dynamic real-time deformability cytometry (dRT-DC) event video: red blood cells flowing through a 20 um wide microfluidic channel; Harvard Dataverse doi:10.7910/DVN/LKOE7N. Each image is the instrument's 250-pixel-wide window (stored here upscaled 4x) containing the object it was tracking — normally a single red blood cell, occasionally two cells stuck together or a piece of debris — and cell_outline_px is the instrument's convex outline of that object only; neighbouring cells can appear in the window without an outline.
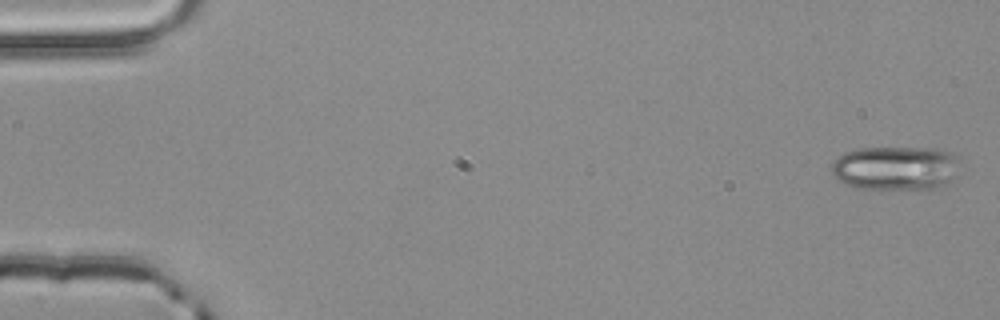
{"species": "common noctule bat (a hibernating species)", "species_latin": "Nyctalus noctula", "temperature_condition": "room temperature", "stored_images_in_passage": 3, "camera_frame_rate_fps": 3000, "um_per_image_px": 0.085, "animal": {"sex": "male", "body_mass_g": 20.4}, "frame": {"image": 1, "passage_image": 1, "time_ms": 0.0, "image_size_px": [1000, 320], "cell_outline_px": [[960, 156], [952, 176], [948, 184], [936, 188], [852, 188], [844, 184], [832, 172], [832, 164], [844, 152], [860, 148], [936, 148], [952, 152]], "centroid_in_image_um": [76.13, 14.27], "position_along_channel_um": 8.9, "area_um2": 32.66}}